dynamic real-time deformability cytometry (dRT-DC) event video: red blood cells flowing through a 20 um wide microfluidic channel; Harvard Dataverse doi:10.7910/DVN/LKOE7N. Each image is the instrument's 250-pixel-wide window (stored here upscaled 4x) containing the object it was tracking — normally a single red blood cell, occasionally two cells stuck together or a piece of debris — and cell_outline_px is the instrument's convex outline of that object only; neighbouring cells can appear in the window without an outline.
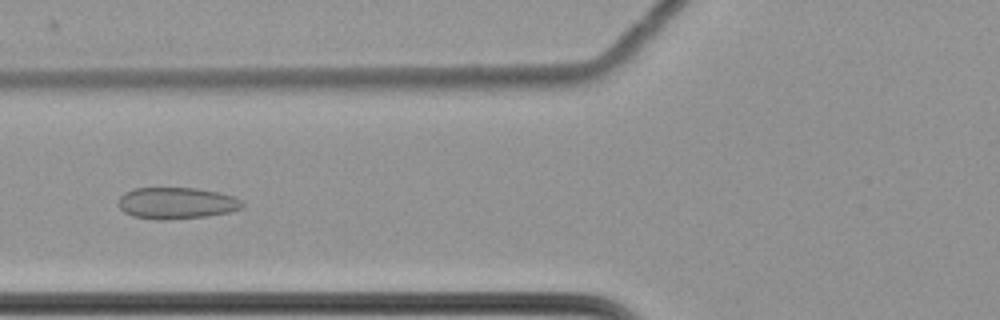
{"species": "common noctule bat (a hibernating species)", "species_latin": "Nyctalus noctula", "temperature_condition": "cold", "stored_images_in_passage": 56, "camera_frame_rate_fps": 3000, "um_per_image_px": 0.085, "animal": {"sex": "female", "body_mass_g": 22.7, "forearm_length_mm": 54.2}, "frame": {"image": 1, "passage_image": 21, "time_ms": 6.667, "image_size_px": [1000, 320], "cell_outline_px": [[244, 208], [232, 212], [208, 216], [160, 220], [132, 216], [124, 212], [116, 204], [120, 196], [124, 192], [136, 188], [196, 188], [220, 192], [244, 200]], "centroid_in_image_um": [15.04, 17.26], "position_along_channel_um": 110.8, "area_um2": 23.12}}
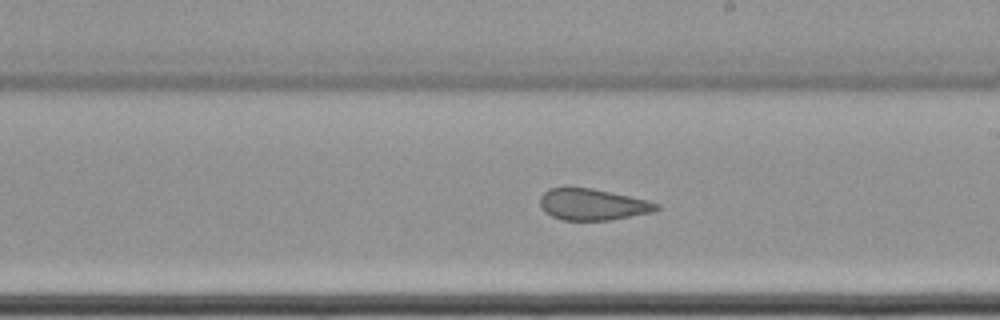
{"frame": {"image": 2, "passage_image": 32, "time_ms": 10.333, "image_size_px": [1000, 320], "cell_outline_px": [[660, 208], [652, 212], [608, 220], [564, 220], [552, 216], [544, 212], [540, 208], [540, 196], [548, 188], [592, 188], [648, 200], [660, 204]], "centroid_in_image_um": [50.35, 17.38], "position_along_channel_um": 238.6, "area_um2": 21.21}}
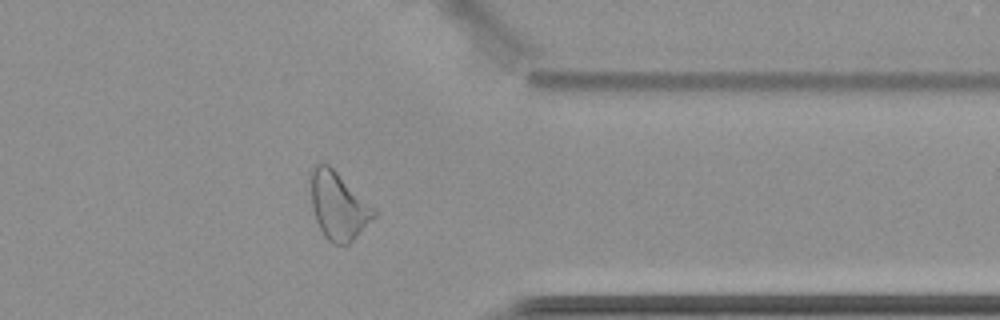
{"frame": {"image": 3, "passage_image": 45, "time_ms": 14.667, "image_size_px": [1000, 320], "cell_outline_px": [[376, 216], [348, 244], [332, 244], [324, 236], [316, 220], [312, 208], [308, 180], [308, 172], [316, 164], [324, 160], [376, 212]], "centroid_in_image_um": [28.65, 17.46], "position_along_channel_um": 382.7, "area_um2": 24.62}, "authors_computed_cell_mechanics": {"area_um2": 24.854, "velocity_mm_per_s": 3.4877, "shape_relaxation_time_tau1_ms": null, "shape_relaxation_time_tau2_ms": 2.3007, "deformation_change_tau1": null, "deformation_change_tau2": 0.0964}}